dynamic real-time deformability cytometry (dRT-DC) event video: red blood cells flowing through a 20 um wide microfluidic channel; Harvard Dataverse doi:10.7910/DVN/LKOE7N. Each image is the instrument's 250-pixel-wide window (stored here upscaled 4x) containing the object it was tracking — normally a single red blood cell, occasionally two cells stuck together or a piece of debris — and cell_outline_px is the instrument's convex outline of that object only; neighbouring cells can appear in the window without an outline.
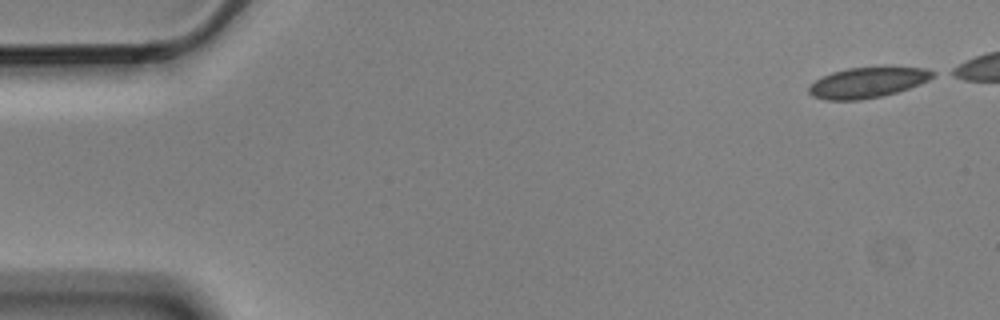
{"species": "Egyptian fruit bat (a non-hibernating species)", "species_latin": "Rousettus aegyptiacus", "temperature_condition": "cold", "stored_images_in_passage": 5, "camera_frame_rate_fps": 3000, "um_per_image_px": 0.085, "animal": {"sex": "male"}, "frame": {"image": 1, "passage_image": 1, "time_ms": 0.0, "image_size_px": [1000, 320], "cell_outline_px": [[936, 76], [920, 84], [896, 92], [880, 96], [860, 100], [824, 100], [812, 96], [808, 92], [808, 88], [816, 80], [832, 72], [848, 68], [880, 64], [928, 68], [936, 72]], "centroid_in_image_um": [73.81, 6.96], "position_along_channel_um": 11.2, "area_um2": 22.83}}